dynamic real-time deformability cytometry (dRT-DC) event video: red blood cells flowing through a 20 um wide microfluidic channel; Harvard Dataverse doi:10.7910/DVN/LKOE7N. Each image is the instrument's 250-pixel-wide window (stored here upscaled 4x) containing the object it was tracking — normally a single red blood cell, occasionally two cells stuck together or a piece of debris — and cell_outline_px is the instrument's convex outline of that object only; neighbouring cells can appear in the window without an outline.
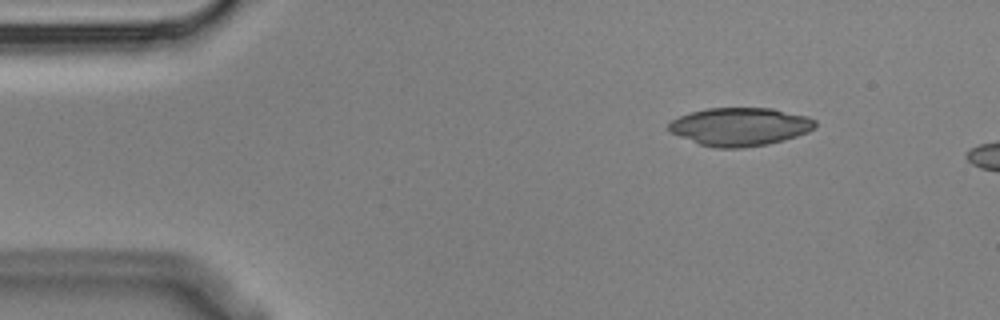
{"species": "Egyptian fruit bat (a non-hibernating species)", "species_latin": "Rousettus aegyptiacus", "temperature_condition": "cold", "stored_images_in_passage": 3, "camera_frame_rate_fps": 3000, "um_per_image_px": 0.085, "animal": {"sex": "male"}, "frame": {"image": 1, "passage_image": 1, "time_ms": 0.0, "image_size_px": [1000, 320], "cell_outline_px": [[816, 128], [808, 132], [784, 140], [768, 144], [744, 148], [716, 148], [700, 144], [668, 132], [668, 124], [672, 120], [680, 116], [692, 112], [708, 108], [772, 108], [808, 116], [816, 120]], "centroid_in_image_um": [62.92, 10.77], "position_along_channel_um": 22.1, "area_um2": 32.71}}